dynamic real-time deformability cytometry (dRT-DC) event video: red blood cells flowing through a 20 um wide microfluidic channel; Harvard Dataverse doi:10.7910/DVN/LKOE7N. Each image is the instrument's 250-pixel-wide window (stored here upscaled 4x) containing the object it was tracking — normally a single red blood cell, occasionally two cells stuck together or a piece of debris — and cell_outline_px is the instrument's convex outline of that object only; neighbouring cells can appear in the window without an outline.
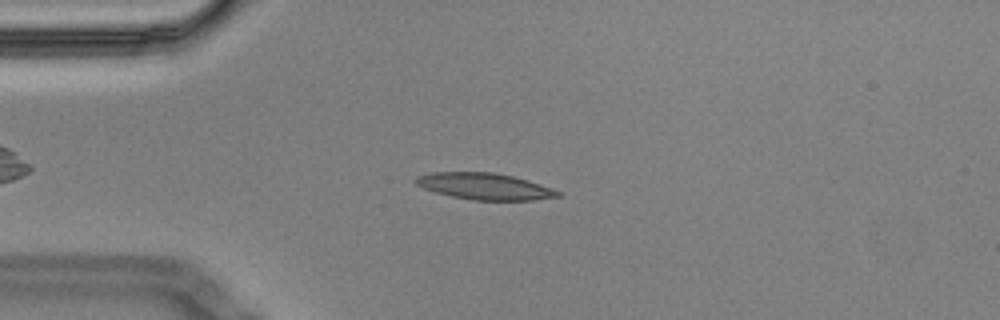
{"species": "Egyptian fruit bat (a non-hibernating species)", "species_latin": "Rousettus aegyptiacus", "temperature_condition": "cold", "stored_images_in_passage": 55, "camera_frame_rate_fps": 3000, "um_per_image_px": 0.085, "animal": {"sex": "male"}, "frame": {"image": 1, "passage_image": 12, "time_ms": 3.667, "image_size_px": [1000, 320], "cell_outline_px": [[564, 196], [532, 200], [472, 200], [452, 196], [436, 192], [424, 188], [416, 184], [412, 180], [416, 176], [432, 172], [492, 172], [512, 176], [528, 180], [552, 188], [560, 192]], "centroid_in_image_um": [41.19, 15.83], "position_along_channel_um": 43.8, "area_um2": 21.96}}
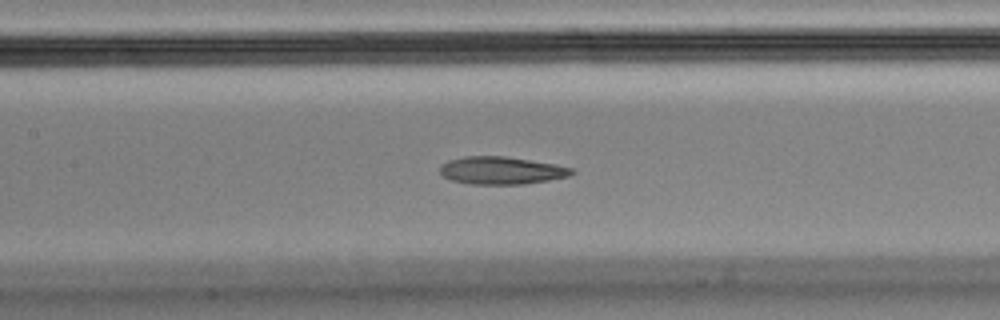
{"frame": {"image": 2, "passage_image": 24, "time_ms": 7.667, "image_size_px": [1000, 320], "cell_outline_px": [[576, 172], [568, 176], [548, 180], [524, 184], [472, 184], [452, 180], [444, 176], [440, 172], [440, 164], [448, 160], [464, 156], [504, 156], [556, 164], [572, 168]], "centroid_in_image_um": [42.61, 14.48], "position_along_channel_um": 164.8, "area_um2": 21.15}}
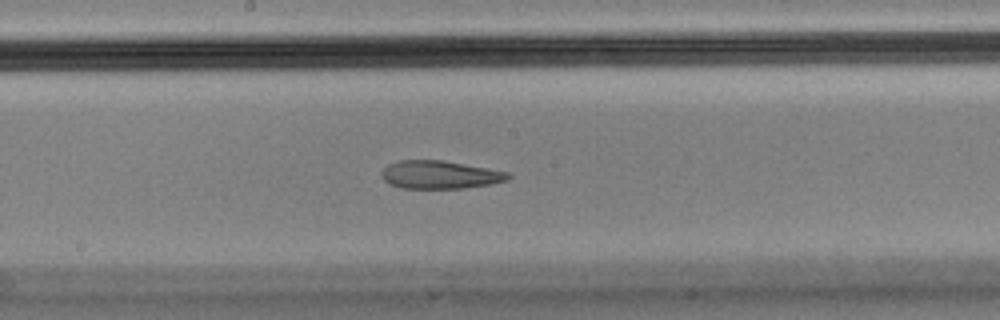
{"frame": {"image": 3, "passage_image": 28, "time_ms": 9.0, "image_size_px": [1000, 320], "cell_outline_px": [[512, 176], [508, 180], [492, 184], [464, 188], [400, 188], [388, 184], [380, 176], [380, 172], [388, 164], [400, 160], [440, 160], [488, 168], [508, 172]], "centroid_in_image_um": [37.37, 14.86], "position_along_channel_um": 210.8, "area_um2": 20.81}, "authors_computed_cell_mechanics": {"area_um2": 21.964, "velocity_mm_per_s": 3.4661, "shape_relaxation_time_tau1_ms": null, "shape_relaxation_time_tau2_ms": 2.9236, "deformation_change_tau1": null, "deformation_change_tau2": 0.11}}